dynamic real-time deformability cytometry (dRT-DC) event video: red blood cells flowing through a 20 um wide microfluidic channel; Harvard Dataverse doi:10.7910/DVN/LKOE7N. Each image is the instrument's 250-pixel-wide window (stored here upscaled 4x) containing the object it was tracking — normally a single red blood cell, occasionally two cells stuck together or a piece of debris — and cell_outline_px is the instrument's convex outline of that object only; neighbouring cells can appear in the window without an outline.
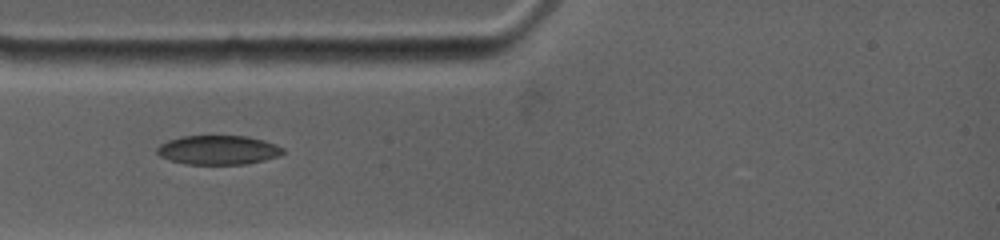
{"species": "common noctule bat (a hibernating species)", "species_latin": "Nyctalus noctula", "temperature_condition": "warm", "stored_images_in_passage": 9, "camera_frame_rate_fps": 4500, "um_per_image_px": 0.085, "animal": {"sex": "female", "body_mass_g": 19.0, "forearm_length_mm": 53.3}, "frame": {"image": 1, "passage_image": 1, "time_ms": 0.0, "image_size_px": [1000, 240], "cell_outline_px": [[284, 152], [280, 156], [264, 160], [244, 164], [188, 164], [172, 160], [160, 156], [156, 152], [156, 148], [160, 144], [168, 140], [180, 136], [248, 136], [264, 140], [276, 144], [284, 148]], "centroid_in_image_um": [18.57, 12.74], "position_along_channel_um": 66.4, "area_um2": 21.44}}